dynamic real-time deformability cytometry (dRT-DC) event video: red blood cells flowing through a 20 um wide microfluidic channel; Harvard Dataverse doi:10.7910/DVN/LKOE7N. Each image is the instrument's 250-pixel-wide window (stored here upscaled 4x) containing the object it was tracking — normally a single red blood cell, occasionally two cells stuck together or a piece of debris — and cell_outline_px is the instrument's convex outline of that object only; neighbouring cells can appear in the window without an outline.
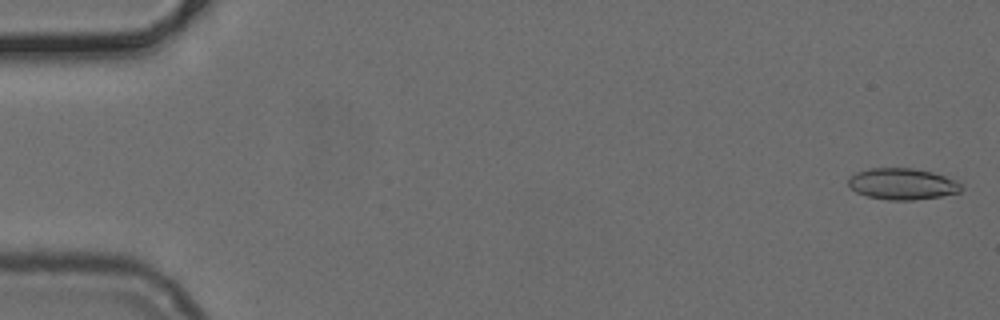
{"species": "common noctule bat (a hibernating species)", "species_latin": "Nyctalus noctula", "temperature_condition": "cold", "stored_images_in_passage": 15, "camera_frame_rate_fps": 3000, "um_per_image_px": 0.085, "animal": {"sex": "female", "body_mass_g": 24.6, "forearm_length_mm": 56.2}, "frame": {"image": 1, "passage_image": 1, "time_ms": 0.0, "image_size_px": [1000, 320], "cell_outline_px": [[964, 188], [960, 192], [940, 196], [912, 200], [888, 200], [868, 196], [856, 192], [848, 184], [848, 180], [856, 172], [872, 168], [912, 168], [932, 172], [944, 176], [960, 184]], "centroid_in_image_um": [76.69, 15.64], "position_along_channel_um": 8.3, "area_um2": 20.35}}
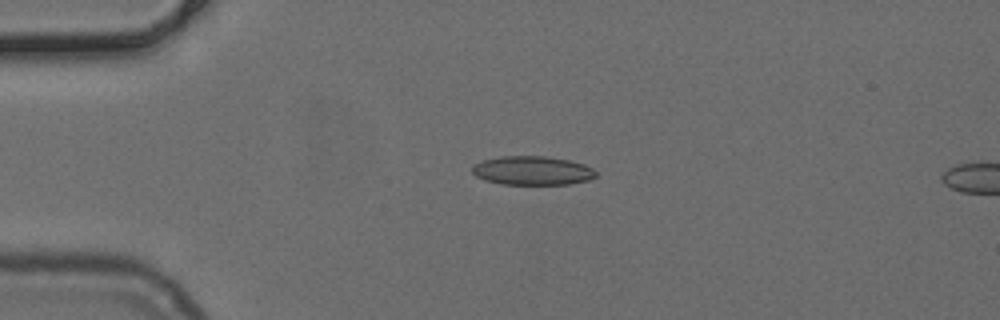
{"frame": {"image": 2, "passage_image": 12, "time_ms": 3.667, "image_size_px": [1000, 320], "cell_outline_px": [[596, 176], [588, 180], [568, 184], [500, 184], [484, 180], [476, 176], [472, 172], [472, 164], [484, 160], [500, 156], [544, 156], [568, 160], [584, 164], [592, 168], [596, 172]], "centroid_in_image_um": [45.22, 14.5], "position_along_channel_um": 39.8, "area_um2": 20.81}}